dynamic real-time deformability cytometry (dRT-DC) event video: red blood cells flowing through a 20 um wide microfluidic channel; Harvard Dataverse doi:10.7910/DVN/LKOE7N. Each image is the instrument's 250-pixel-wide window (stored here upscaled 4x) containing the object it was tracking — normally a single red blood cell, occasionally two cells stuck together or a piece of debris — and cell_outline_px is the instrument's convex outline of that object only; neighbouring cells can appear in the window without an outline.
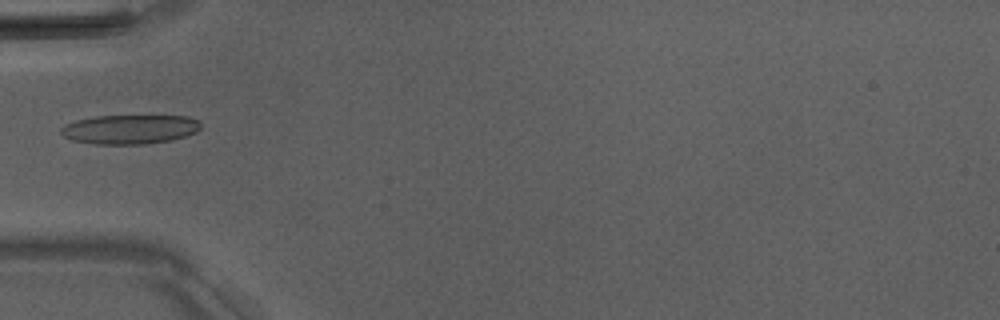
{"species": "Egyptian fruit bat (a non-hibernating species)", "species_latin": "Rousettus aegyptiacus", "temperature_condition": "room temperature", "stored_images_in_passage": 4, "camera_frame_rate_fps": 3000, "um_per_image_px": 0.085, "animal": {"sex": "male"}, "frame": {"image": 1, "passage_image": 4, "time_ms": 3.333, "image_size_px": [1000, 320], "cell_outline_px": [[200, 128], [196, 132], [184, 136], [168, 140], [144, 144], [96, 144], [72, 140], [64, 136], [60, 132], [60, 128], [64, 124], [76, 120], [96, 116], [188, 116], [200, 120]], "centroid_in_image_um": [11.01, 10.98], "position_along_channel_um": 74.0, "area_um2": 23.76}}